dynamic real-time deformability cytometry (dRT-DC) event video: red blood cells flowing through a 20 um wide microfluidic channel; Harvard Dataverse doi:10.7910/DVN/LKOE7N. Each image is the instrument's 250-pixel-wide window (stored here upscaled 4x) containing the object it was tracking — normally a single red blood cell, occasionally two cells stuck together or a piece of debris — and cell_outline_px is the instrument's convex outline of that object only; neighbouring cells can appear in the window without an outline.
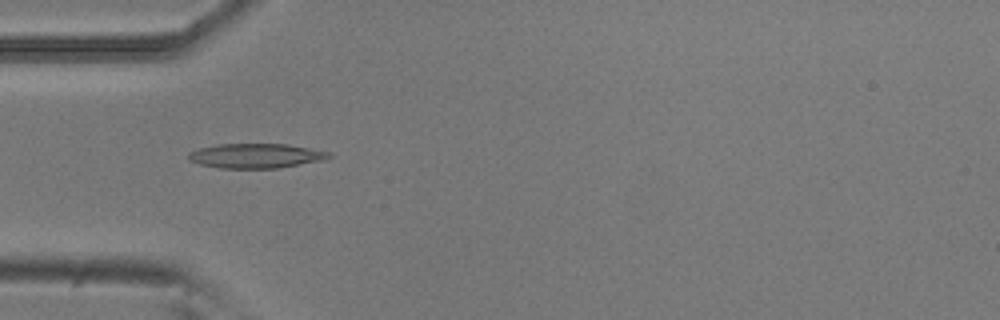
{"species": "common noctule bat (a hibernating species)", "species_latin": "Nyctalus noctula", "temperature_condition": "room temperature", "stored_images_in_passage": 39, "camera_frame_rate_fps": 3000, "um_per_image_px": 0.085, "animal": {"sex": "male", "body_mass_g": 20.5, "forearm_length_mm": 52.5}, "frame": {"image": 1, "passage_image": 2, "time_ms": 0.333, "image_size_px": [1000, 320], "cell_outline_px": [[332, 156], [324, 160], [276, 168], [220, 168], [200, 164], [188, 160], [188, 152], [200, 148], [216, 144], [288, 144], [328, 152]], "centroid_in_image_um": [21.71, 13.24], "position_along_channel_um": 63.3, "area_um2": 20.0}}
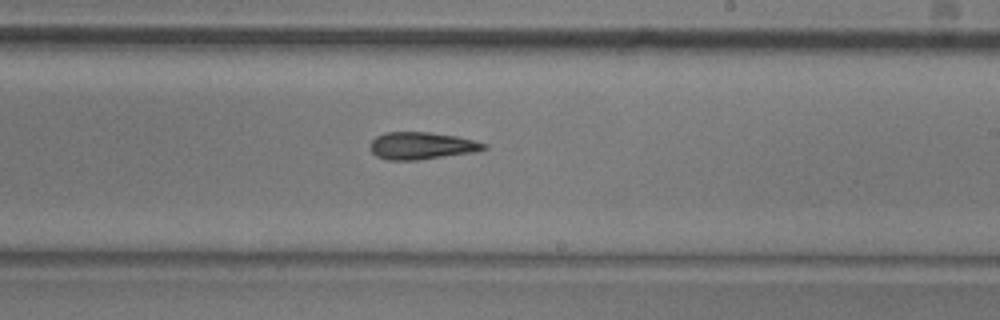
{"frame": {"image": 2, "passage_image": 17, "time_ms": 5.333, "image_size_px": [1000, 320], "cell_outline_px": [[488, 148], [472, 152], [416, 160], [388, 160], [376, 156], [372, 152], [368, 144], [376, 136], [384, 132], [428, 132], [456, 136], [488, 144]], "centroid_in_image_um": [35.79, 12.38], "position_along_channel_um": 253.2, "area_um2": 17.98}}
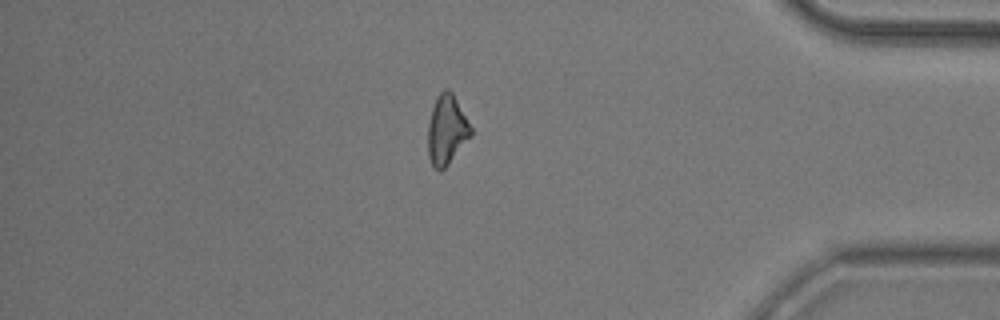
{"frame": {"image": 3, "passage_image": 31, "time_ms": 10.0, "image_size_px": [1000, 320], "cell_outline_px": [[472, 136], [448, 164], [444, 168], [432, 168], [428, 156], [428, 124], [432, 108], [436, 96], [444, 88], [448, 88], [452, 92], [472, 128]], "centroid_in_image_um": [37.96, 11.02], "position_along_channel_um": 397.2, "area_um2": 17.4}, "authors_computed_cell_mechanics": {"area_um2": 17.8024, "velocity_mm_per_s": 3.7901, "shape_relaxation_time_tau1_ms": 7.7427, "shape_relaxation_time_tau2_ms": null, "deformation_change_tau1": 0.173, "deformation_change_tau2": null}}